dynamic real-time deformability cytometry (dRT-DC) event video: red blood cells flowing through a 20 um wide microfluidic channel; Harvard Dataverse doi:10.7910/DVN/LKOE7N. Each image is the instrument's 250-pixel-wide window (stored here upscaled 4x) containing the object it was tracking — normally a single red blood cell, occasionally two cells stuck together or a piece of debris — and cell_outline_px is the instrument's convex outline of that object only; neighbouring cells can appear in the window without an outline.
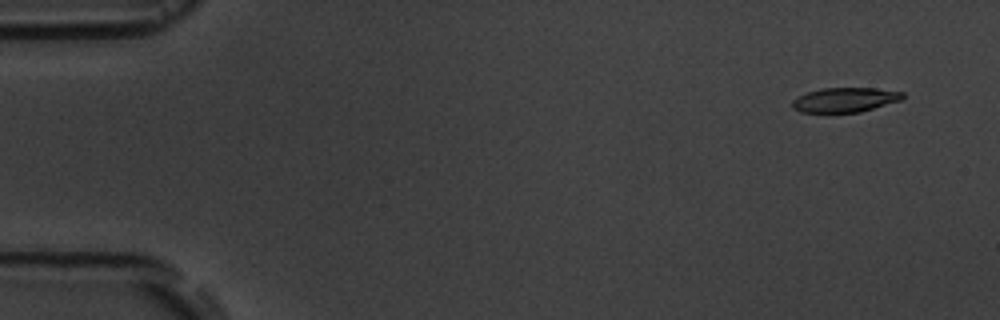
{"species": "common noctule bat (a hibernating species)", "species_latin": "Nyctalus noctula", "temperature_condition": "room temperature", "stored_images_in_passage": 5, "camera_frame_rate_fps": 3000, "um_per_image_px": 0.085, "animal": {"sex": "male", "body_mass_g": 19.5, "forearm_length_mm": 54.6}, "frame": {"image": 1, "passage_image": 1, "time_ms": 0.0, "image_size_px": [1000, 320], "cell_outline_px": [[904, 96], [900, 100], [860, 112], [800, 112], [792, 108], [792, 100], [808, 92], [820, 88], [876, 88], [904, 92]], "centroid_in_image_um": [71.81, 8.48], "position_along_channel_um": 13.2, "area_um2": 15.66}}
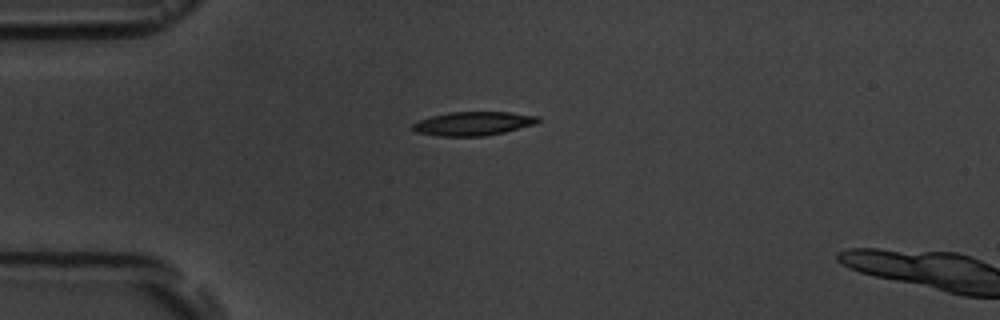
{"frame": {"image": 2, "passage_image": 4, "time_ms": 3.667, "image_size_px": [1000, 320], "cell_outline_px": [[540, 120], [536, 124], [504, 132], [484, 136], [440, 136], [416, 132], [412, 128], [412, 124], [420, 120], [432, 116], [448, 112], [508, 112], [540, 116]], "centroid_in_image_um": [40.25, 10.5], "position_along_channel_um": 44.8, "area_um2": 17.34}}